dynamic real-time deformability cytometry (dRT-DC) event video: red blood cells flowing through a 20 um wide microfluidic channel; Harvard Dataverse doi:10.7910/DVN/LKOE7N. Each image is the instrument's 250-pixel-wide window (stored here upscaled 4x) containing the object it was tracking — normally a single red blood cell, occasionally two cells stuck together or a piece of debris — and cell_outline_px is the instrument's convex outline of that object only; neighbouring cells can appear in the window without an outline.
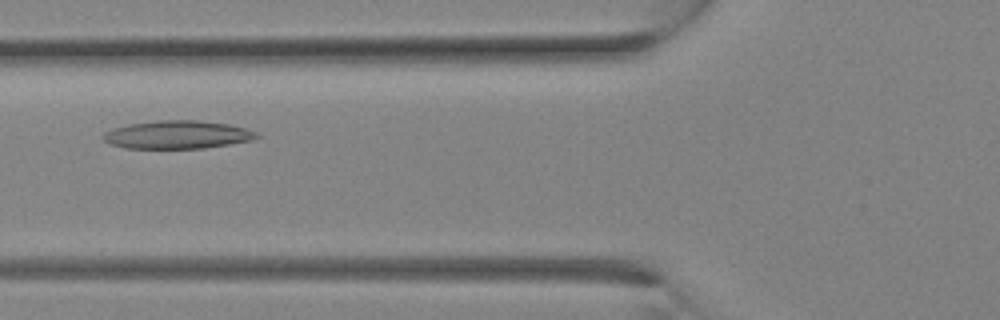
{"species": "Egyptian fruit bat (a non-hibernating species)", "species_latin": "Rousettus aegyptiacus", "temperature_condition": "room temperature", "stored_images_in_passage": 9, "camera_frame_rate_fps": 3000, "um_per_image_px": 0.085, "animal": {"sex": "female"}, "frame": {"image": 1, "passage_image": 4, "time_ms": 1.0, "image_size_px": [1000, 320], "cell_outline_px": [[260, 136], [256, 140], [204, 148], [124, 148], [108, 144], [100, 136], [104, 132], [112, 128], [128, 124], [160, 120], [200, 120], [228, 124], [244, 128], [256, 132]], "centroid_in_image_um": [15.06, 11.45], "position_along_channel_um": 110.7, "area_um2": 25.37}}
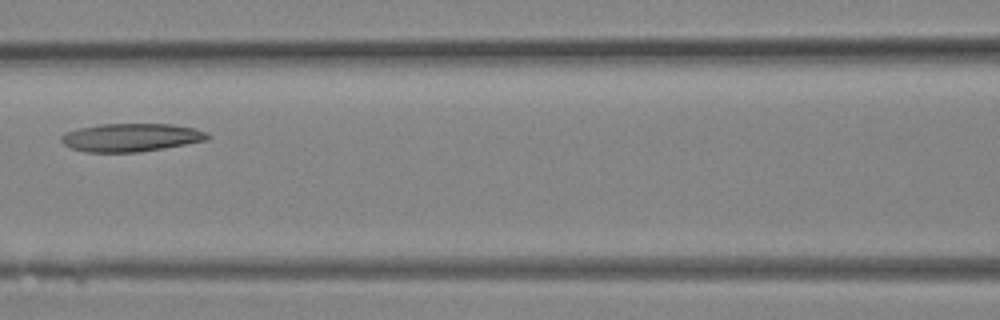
{"frame": {"image": 2, "passage_image": 6, "time_ms": 1.667, "image_size_px": [1000, 320], "cell_outline_px": [[212, 136], [208, 140], [140, 152], [84, 152], [72, 148], [64, 144], [60, 140], [60, 136], [64, 132], [80, 128], [100, 124], [172, 124], [196, 128]], "centroid_in_image_um": [11.13, 11.68], "position_along_channel_um": 155.5, "area_um2": 24.04}}
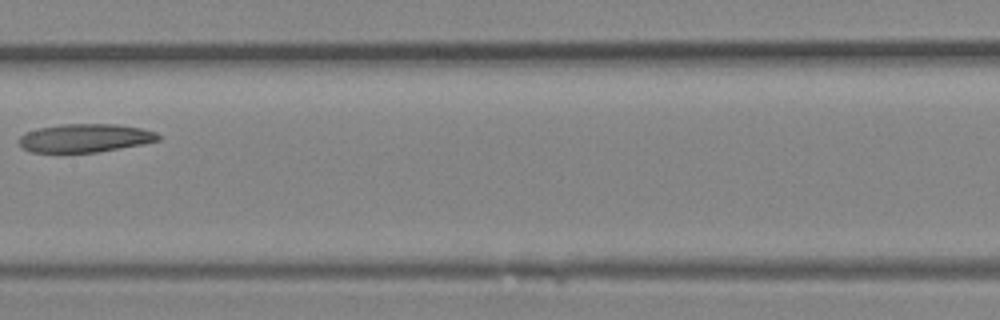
{"frame": {"image": 3, "passage_image": 8, "time_ms": 2.333, "image_size_px": [1000, 320], "cell_outline_px": [[160, 140], [144, 144], [96, 152], [32, 152], [24, 148], [16, 140], [24, 132], [40, 128], [60, 124], [116, 124], [140, 128], [156, 132], [160, 136]], "centroid_in_image_um": [7.22, 11.73], "position_along_channel_um": 200.2, "area_um2": 23.0}}